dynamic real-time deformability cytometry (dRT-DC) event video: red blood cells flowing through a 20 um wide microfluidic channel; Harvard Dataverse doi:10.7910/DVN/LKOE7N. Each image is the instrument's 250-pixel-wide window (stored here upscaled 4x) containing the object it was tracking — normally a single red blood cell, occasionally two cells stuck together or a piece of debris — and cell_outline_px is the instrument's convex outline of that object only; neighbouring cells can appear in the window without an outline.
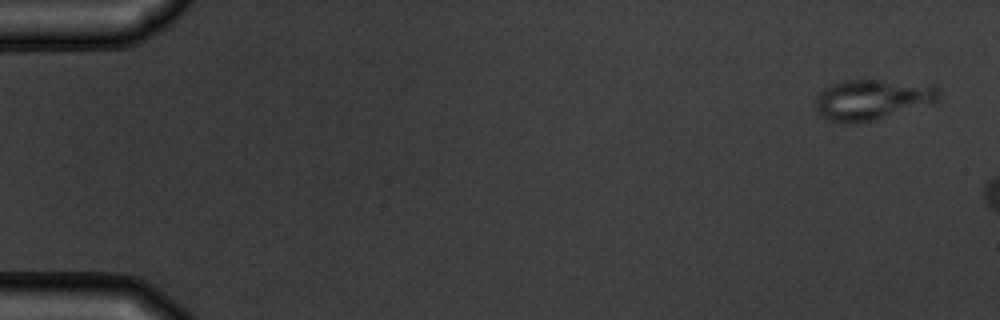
{"species": "common noctule bat (a hibernating species)", "species_latin": "Nyctalus noctula", "temperature_condition": "warm", "stored_images_in_passage": 4, "camera_frame_rate_fps": 3000, "um_per_image_px": 0.085, "animal": {"sex": "male", "body_mass_g": 19.5, "forearm_length_mm": 54.6}, "frame": {"image": 1, "passage_image": 1, "time_ms": 0.0, "image_size_px": [1000, 320], "cell_outline_px": [[940, 100], [872, 120], [848, 124], [840, 124], [828, 120], [820, 116], [816, 108], [816, 96], [824, 88], [832, 84], [844, 80], [884, 80], [936, 84], [940, 88]], "centroid_in_image_um": [74.13, 8.44], "position_along_channel_um": 10.9, "area_um2": 29.19}}